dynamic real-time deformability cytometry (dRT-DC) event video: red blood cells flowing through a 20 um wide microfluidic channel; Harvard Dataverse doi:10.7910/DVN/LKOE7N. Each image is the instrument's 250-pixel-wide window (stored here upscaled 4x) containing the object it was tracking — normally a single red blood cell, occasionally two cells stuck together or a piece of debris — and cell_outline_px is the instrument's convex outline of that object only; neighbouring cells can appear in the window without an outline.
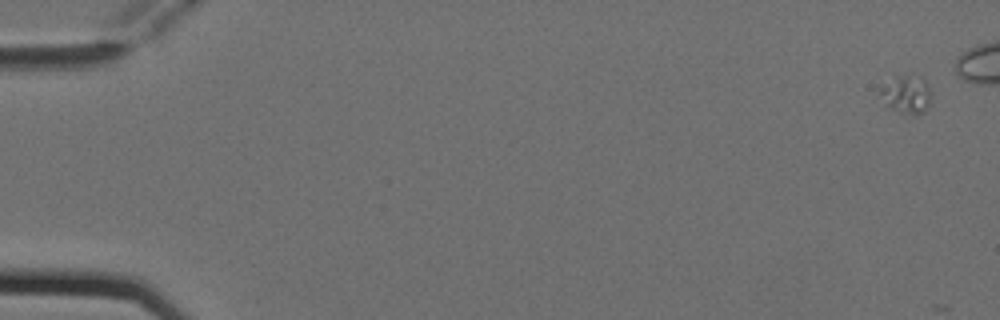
{"species": "Egyptian fruit bat (a non-hibernating species)", "species_latin": "Rousettus aegyptiacus", "temperature_condition": "cold", "stored_images_in_passage": 8, "segment_of_instrument_passage": [1, 2], "camera_frame_rate_fps": 3000, "um_per_image_px": 0.085, "animal": {"sex": "female"}, "frame": {"image": 1, "passage_image": 1, "time_ms": 0.0, "image_size_px": [1000, 320], "cell_outline_px": [[928, 108], [924, 112], [916, 116], [912, 116], [900, 112], [892, 108], [888, 104], [880, 92], [880, 84], [904, 76], [908, 76], [924, 80], [928, 88]], "centroid_in_image_um": [77.04, 8.08], "position_along_channel_um": 8.0, "area_um2": 10.58}}